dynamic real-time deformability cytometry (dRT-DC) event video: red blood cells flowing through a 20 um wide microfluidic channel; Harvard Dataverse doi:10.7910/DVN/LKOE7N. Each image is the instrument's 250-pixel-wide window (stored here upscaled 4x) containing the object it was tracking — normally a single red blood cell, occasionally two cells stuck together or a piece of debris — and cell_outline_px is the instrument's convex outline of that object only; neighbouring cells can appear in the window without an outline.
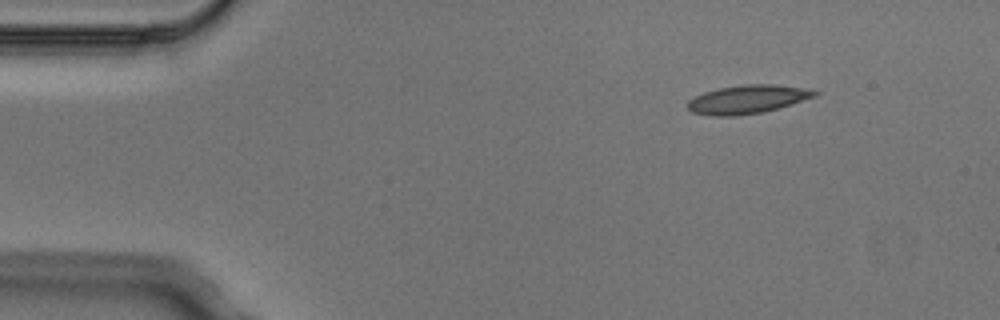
{"species": "Egyptian fruit bat (a non-hibernating species)", "species_latin": "Rousettus aegyptiacus", "temperature_condition": "cold", "stored_images_in_passage": 4, "segment_of_instrument_passage": [1, 2], "camera_frame_rate_fps": 3000, "um_per_image_px": 0.085, "animal": {"sex": "male"}, "frame": {"image": 1, "passage_image": 1, "time_ms": 0.0, "image_size_px": [1000, 320], "cell_outline_px": [[820, 92], [816, 96], [764, 112], [736, 116], [708, 116], [692, 112], [688, 108], [688, 100], [704, 92], [720, 88], [744, 84], [772, 84], [800, 88]], "centroid_in_image_um": [63.48, 8.45], "position_along_channel_um": 21.5, "area_um2": 20.87}}